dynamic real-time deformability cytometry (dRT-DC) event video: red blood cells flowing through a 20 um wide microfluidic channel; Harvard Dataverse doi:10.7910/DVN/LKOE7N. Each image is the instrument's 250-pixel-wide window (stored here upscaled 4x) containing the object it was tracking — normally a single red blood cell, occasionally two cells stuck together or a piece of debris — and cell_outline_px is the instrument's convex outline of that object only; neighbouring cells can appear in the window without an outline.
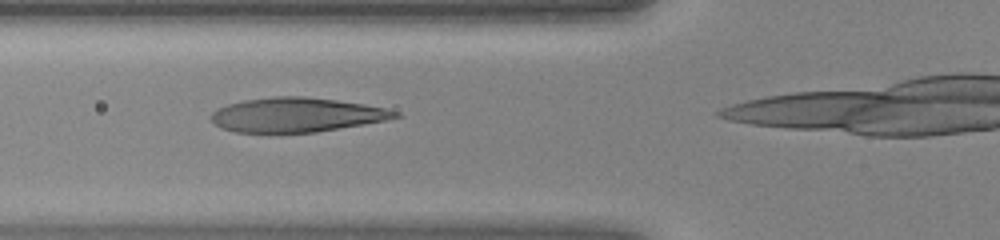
{"species": "human", "species_latin": "Homo sapiens", "temperature_condition": "warm", "stored_images_in_passage": 10, "camera_frame_rate_fps": 3000, "um_per_image_px": 0.085, "donor": {"sex": "female"}, "frame": {"image": 1, "passage_image": 4, "time_ms": 1.0, "image_size_px": [1000, 240], "cell_outline_px": [[404, 116], [384, 120], [340, 128], [316, 132], [236, 132], [220, 128], [212, 120], [212, 112], [216, 108], [228, 104], [244, 100], [276, 96], [304, 96], [336, 100], [364, 104], [384, 108], [400, 112]], "centroid_in_image_um": [25.2, 9.75], "position_along_channel_um": 100.6, "area_um2": 36.65}}
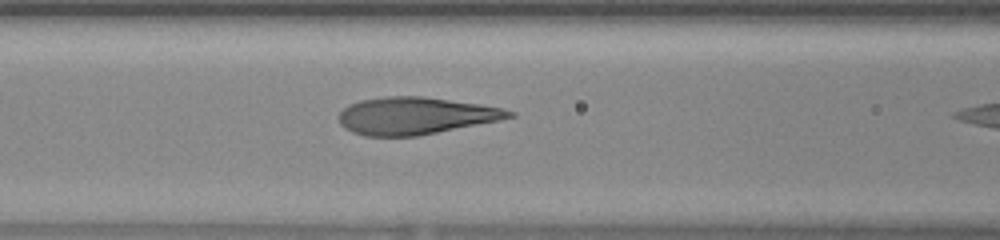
{"frame": {"image": 2, "passage_image": 6, "time_ms": 1.667, "image_size_px": [1000, 240], "cell_outline_px": [[516, 116], [500, 120], [416, 136], [364, 136], [352, 132], [344, 128], [340, 124], [340, 112], [348, 104], [360, 100], [388, 96], [424, 96], [480, 104], [504, 108], [516, 112]], "centroid_in_image_um": [35.32, 9.83], "position_along_channel_um": 131.3, "area_um2": 36.93}}